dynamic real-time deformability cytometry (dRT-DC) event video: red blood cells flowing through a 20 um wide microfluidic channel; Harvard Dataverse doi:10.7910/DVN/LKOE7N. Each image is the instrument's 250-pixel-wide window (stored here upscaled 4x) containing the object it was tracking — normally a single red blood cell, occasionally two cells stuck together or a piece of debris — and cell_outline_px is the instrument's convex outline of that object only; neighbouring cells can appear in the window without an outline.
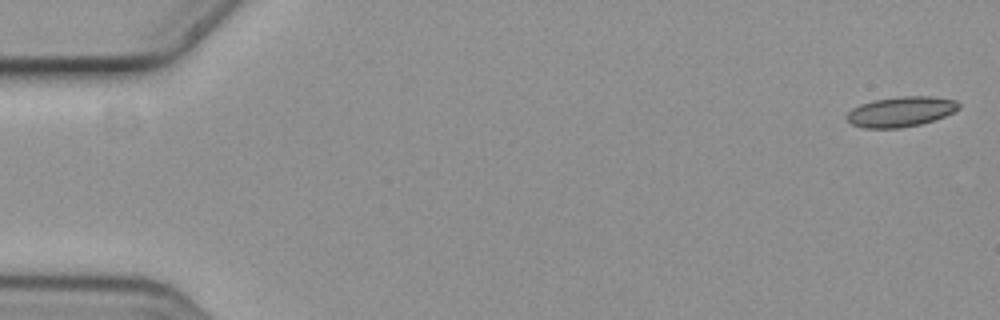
{"species": "common noctule bat (a hibernating species)", "species_latin": "Nyctalus noctula", "temperature_condition": "cold", "stored_images_in_passage": 9, "camera_frame_rate_fps": 3000, "um_per_image_px": 0.085, "animal": {"sex": "female", "body_mass_g": 19.3, "forearm_length_mm": 54.1}, "frame": {"image": 1, "passage_image": 1, "time_ms": 0.0, "image_size_px": [1000, 320], "cell_outline_px": [[960, 108], [944, 116], [920, 124], [900, 128], [864, 128], [852, 124], [844, 116], [852, 108], [860, 104], [876, 100], [900, 96], [932, 96], [956, 100], [960, 104]], "centroid_in_image_um": [76.56, 9.49], "position_along_channel_um": 8.4, "area_um2": 19.59}}
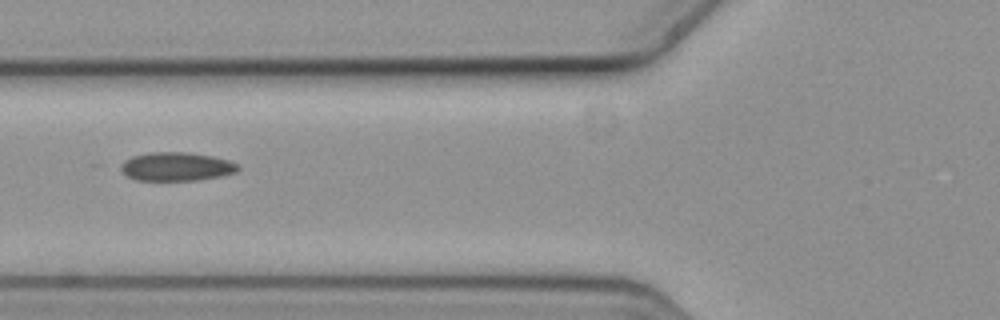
{"frame": {"image": 2, "passage_image": 7, "time_ms": 2.0, "image_size_px": [1000, 320], "cell_outline_px": [[240, 168], [236, 172], [220, 176], [196, 180], [136, 180], [128, 176], [116, 164], [132, 156], [148, 152], [188, 152], [212, 156], [228, 160], [236, 164]], "centroid_in_image_um": [14.94, 14.15], "position_along_channel_um": 110.9, "area_um2": 19.59}}
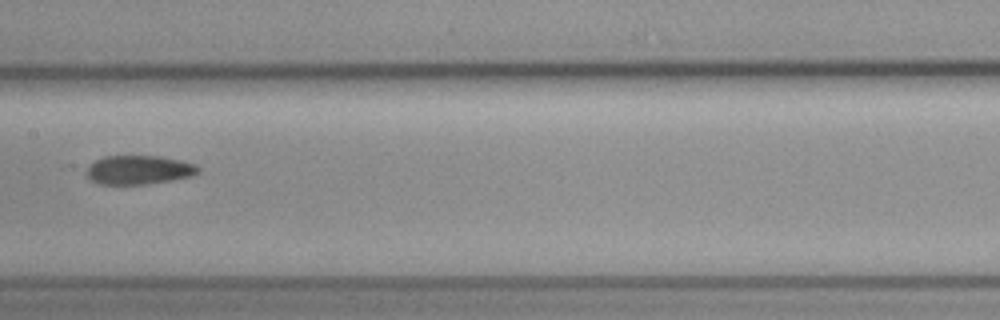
{"frame": {"image": 3, "passage_image": 9, "time_ms": 2.667, "image_size_px": [1000, 320], "cell_outline_px": [[200, 172], [192, 176], [148, 184], [100, 184], [88, 180], [84, 172], [88, 164], [104, 156], [160, 156], [180, 160], [196, 164], [200, 168]], "centroid_in_image_um": [11.76, 14.44], "position_along_channel_um": 195.6, "area_um2": 19.13}}